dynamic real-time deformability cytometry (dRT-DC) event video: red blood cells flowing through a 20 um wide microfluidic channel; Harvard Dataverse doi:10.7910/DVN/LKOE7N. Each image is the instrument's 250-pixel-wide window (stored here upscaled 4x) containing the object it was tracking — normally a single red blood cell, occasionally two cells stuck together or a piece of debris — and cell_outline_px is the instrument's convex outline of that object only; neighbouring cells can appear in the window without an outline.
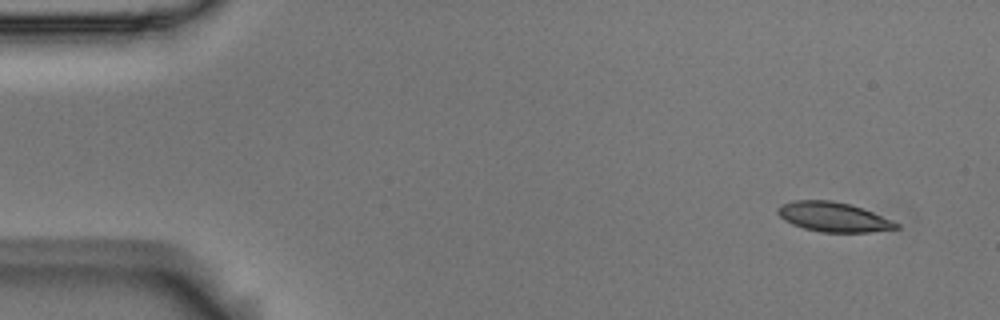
{"species": "Egyptian fruit bat (a non-hibernating species)", "species_latin": "Rousettus aegyptiacus", "temperature_condition": "room temperature", "stored_images_in_passage": 5, "camera_frame_rate_fps": 3000, "um_per_image_px": 0.085, "animal": {"sex": "male"}, "frame": {"image": 1, "passage_image": 1, "time_ms": 0.0, "image_size_px": [1000, 320], "cell_outline_px": [[900, 228], [868, 232], [820, 232], [804, 228], [792, 224], [784, 220], [776, 212], [776, 208], [780, 204], [792, 200], [832, 200], [848, 204], [872, 212], [892, 220], [900, 224]], "centroid_in_image_um": [70.79, 18.44], "position_along_channel_um": 14.2, "area_um2": 20.4}}
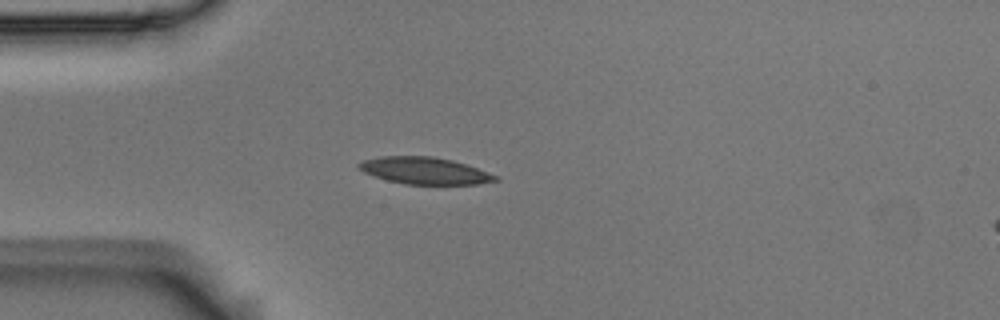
{"frame": {"image": 2, "passage_image": 4, "time_ms": 1.0, "image_size_px": [1000, 320], "cell_outline_px": [[500, 180], [476, 184], [404, 184], [388, 180], [364, 172], [356, 168], [356, 164], [364, 160], [380, 156], [432, 156], [452, 160], [476, 168], [496, 176]], "centroid_in_image_um": [36.04, 14.5], "position_along_channel_um": 49.0, "area_um2": 21.15}}